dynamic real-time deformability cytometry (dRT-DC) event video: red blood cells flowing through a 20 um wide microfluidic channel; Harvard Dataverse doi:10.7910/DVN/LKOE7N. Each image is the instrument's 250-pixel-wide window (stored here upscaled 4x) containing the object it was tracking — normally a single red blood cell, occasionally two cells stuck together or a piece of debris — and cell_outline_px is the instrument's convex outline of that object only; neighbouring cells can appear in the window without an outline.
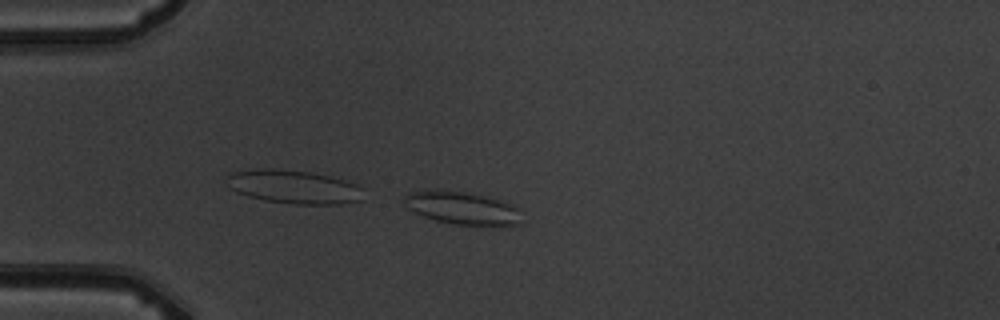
{"species": "common noctule bat (a hibernating species)", "species_latin": "Nyctalus noctula", "temperature_condition": "warm", "stored_images_in_passage": 11, "camera_frame_rate_fps": 3000, "um_per_image_px": 0.085, "animal": {"sex": "male", "body_mass_g": 19.5, "forearm_length_mm": 54.6}, "frame": {"image": 1, "passage_image": 4, "time_ms": 3.333, "image_size_px": [1000, 320], "cell_outline_px": [[520, 224], [456, 224], [436, 220], [424, 216], [408, 208], [404, 204], [404, 196], [408, 192], [424, 188], [436, 188], [468, 192], [504, 200], [520, 208]], "centroid_in_image_um": [39.23, 17.61], "position_along_channel_um": 45.8, "area_um2": 22.66}}
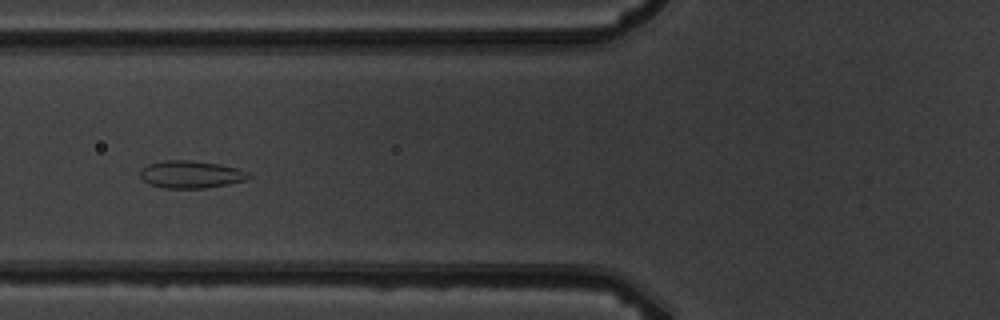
{"frame": {"image": 2, "passage_image": 6, "time_ms": 5.667, "image_size_px": [1000, 320], "cell_outline_px": [[252, 176], [248, 180], [228, 184], [204, 188], [164, 188], [148, 184], [140, 176], [140, 168], [148, 164], [164, 160], [188, 160], [220, 164], [236, 168], [248, 172]], "centroid_in_image_um": [16.22, 14.82], "position_along_channel_um": 109.6, "area_um2": 17.46}}